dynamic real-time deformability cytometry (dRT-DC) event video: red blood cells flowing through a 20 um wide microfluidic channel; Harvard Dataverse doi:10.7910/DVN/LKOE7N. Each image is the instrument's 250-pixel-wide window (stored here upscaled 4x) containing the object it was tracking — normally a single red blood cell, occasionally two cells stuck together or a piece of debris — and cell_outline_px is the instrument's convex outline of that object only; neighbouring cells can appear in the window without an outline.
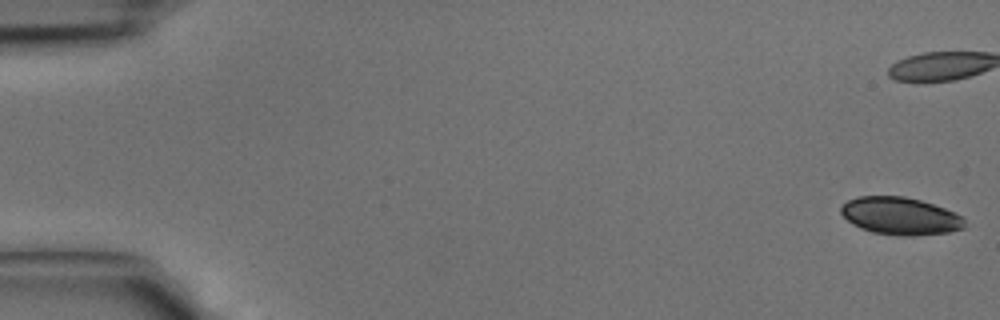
{"species": "common noctule bat (a hibernating species)", "species_latin": "Nyctalus noctula", "temperature_condition": "cold", "stored_images_in_passage": 43, "camera_frame_rate_fps": 3000, "um_per_image_px": 0.085, "animal": {"sex": "male", "body_mass_g": 15.6}, "frame": {"image": 1, "passage_image": 1, "time_ms": 0.0, "image_size_px": [1000, 320], "cell_outline_px": [[964, 228], [948, 232], [912, 236], [896, 236], [872, 232], [860, 228], [852, 224], [840, 212], [840, 208], [848, 200], [860, 196], [904, 196], [920, 200], [956, 212], [964, 216]], "centroid_in_image_um": [76.53, 18.37], "position_along_channel_um": 8.5, "area_um2": 27.11}}
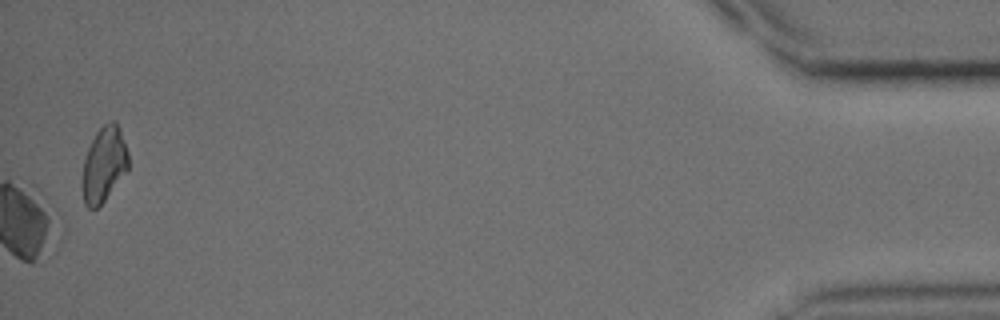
{"frame": {"image": 2, "passage_image": 43, "time_ms": 14.0, "image_size_px": [1000, 320], "cell_outline_px": [[128, 168], [104, 200], [96, 208], [88, 208], [84, 204], [80, 184], [84, 160], [88, 148], [96, 132], [104, 124], [112, 120], [116, 120], [120, 128], [128, 152]], "centroid_in_image_um": [8.8, 13.96], "position_along_channel_um": 426.4, "area_um2": 20.17}}